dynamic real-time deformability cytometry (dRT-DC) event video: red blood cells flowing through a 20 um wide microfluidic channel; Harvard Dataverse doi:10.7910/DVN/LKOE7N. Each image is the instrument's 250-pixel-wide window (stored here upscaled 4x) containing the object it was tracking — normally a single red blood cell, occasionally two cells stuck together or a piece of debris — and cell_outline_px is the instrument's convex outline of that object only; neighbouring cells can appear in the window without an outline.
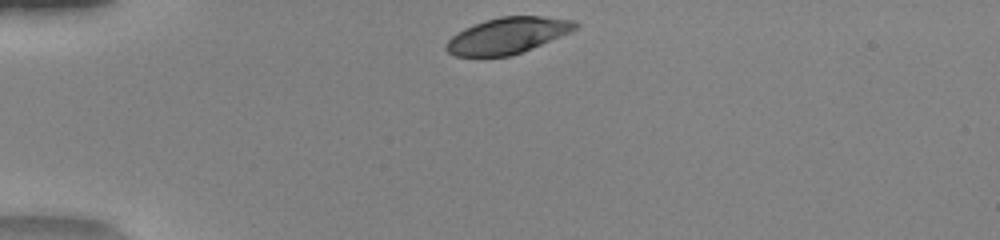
{"species": "human", "species_latin": "Homo sapiens", "temperature_condition": "warm", "stored_images_in_passage": 31, "camera_frame_rate_fps": 3000, "um_per_image_px": 0.085, "donor": {"sex": "female"}, "frame": {"image": 1, "passage_image": 1, "time_ms": 0.0, "image_size_px": [1000, 240], "cell_outline_px": [[580, 24], [576, 28], [560, 36], [520, 52], [508, 56], [456, 56], [448, 52], [444, 48], [444, 44], [456, 32], [472, 24], [484, 20], [500, 16], [540, 16], [576, 20]], "centroid_in_image_um": [43.09, 3.0], "position_along_channel_um": 41.9, "area_um2": 26.99}}
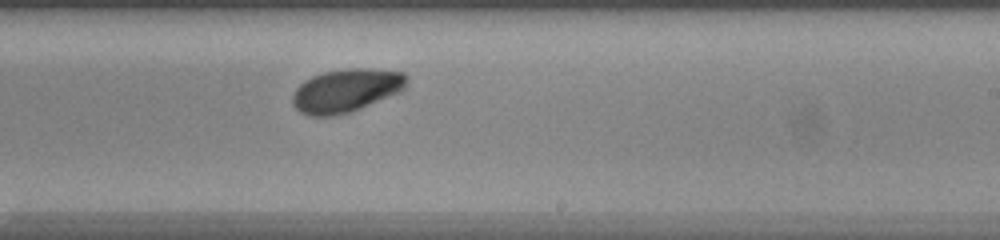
{"frame": {"image": 2, "passage_image": 20, "time_ms": 6.333, "image_size_px": [1000, 240], "cell_outline_px": [[408, 80], [404, 88], [400, 92], [352, 112], [332, 116], [308, 116], [300, 112], [292, 104], [292, 96], [296, 88], [304, 80], [312, 76], [324, 72], [344, 68], [372, 68], [404, 72], [408, 76]], "centroid_in_image_um": [29.43, 7.69], "position_along_channel_um": 259.6, "area_um2": 29.19}}
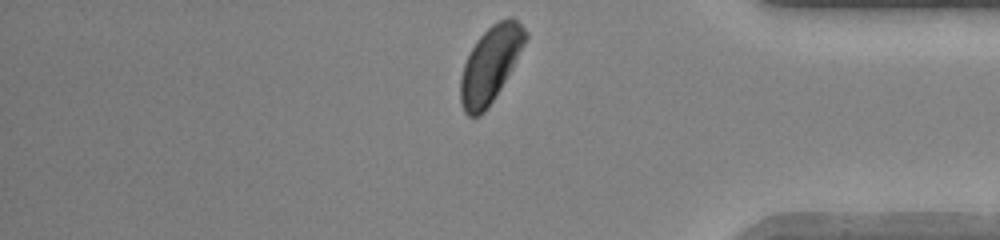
{"frame": {"image": 3, "passage_image": 31, "time_ms": 10.0, "image_size_px": [1000, 240], "cell_outline_px": [[528, 36], [512, 68], [488, 108], [480, 116], [468, 116], [464, 112], [460, 100], [460, 80], [464, 64], [476, 40], [492, 24], [508, 16], [512, 16], [528, 32]], "centroid_in_image_um": [41.67, 5.47], "position_along_channel_um": 393.5, "area_um2": 28.32}, "authors_computed_cell_mechanics": {"area_um2": 29.189, "velocity_mm_per_s": 4.0984, "shape_relaxation_time_tau1_ms": 3.5756, "shape_relaxation_time_tau2_ms": null, "deformation_change_tau1": 0.1895, "deformation_change_tau2": null}}